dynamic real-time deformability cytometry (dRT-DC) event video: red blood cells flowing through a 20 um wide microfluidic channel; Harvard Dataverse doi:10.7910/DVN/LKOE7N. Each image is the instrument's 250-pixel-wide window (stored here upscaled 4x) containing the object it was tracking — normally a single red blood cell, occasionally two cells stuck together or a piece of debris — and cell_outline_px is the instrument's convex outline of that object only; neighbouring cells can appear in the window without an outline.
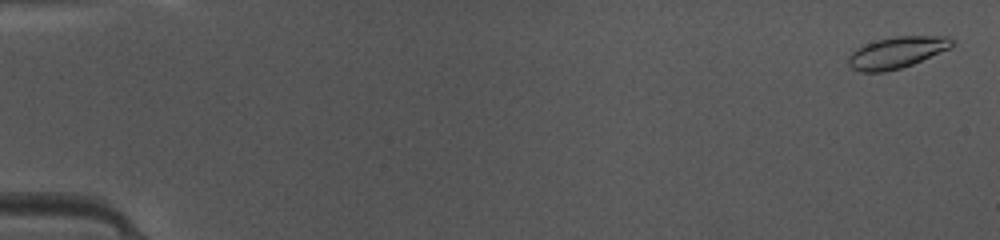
{"species": "common noctule bat (a hibernating species)", "species_latin": "Nyctalus noctula", "temperature_condition": "warm", "stored_images_in_passage": 49, "camera_frame_rate_fps": 3000, "um_per_image_px": 0.085, "animal": {"sex": "female", "body_mass_g": 10.0, "forearm_length_mm": 53.1}, "frame": {"image": 1, "passage_image": 2, "time_ms": 0.333, "image_size_px": [1000, 240], "cell_outline_px": [[952, 44], [948, 48], [912, 64], [900, 68], [884, 72], [860, 72], [852, 68], [848, 64], [848, 56], [856, 48], [892, 36], [948, 36], [952, 40]], "centroid_in_image_um": [76.17, 4.47], "position_along_channel_um": 8.8, "area_um2": 18.55}}
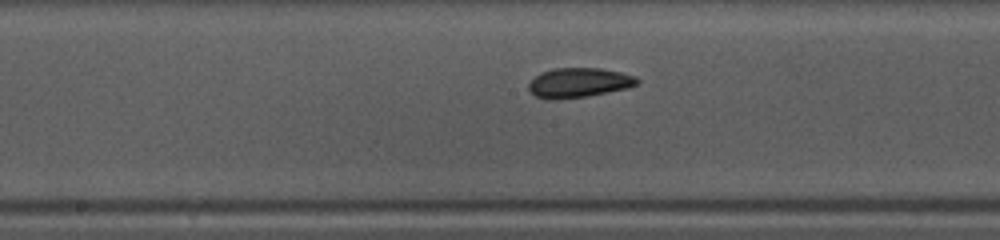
{"frame": {"image": 2, "passage_image": 26, "time_ms": 8.333, "image_size_px": [1000, 240], "cell_outline_px": [[640, 84], [628, 88], [588, 96], [556, 100], [548, 100], [536, 96], [528, 88], [528, 84], [540, 72], [552, 68], [600, 68], [620, 72], [636, 76], [640, 80]], "centroid_in_image_um": [49.22, 7.03], "position_along_channel_um": 199.0, "area_um2": 18.96}}
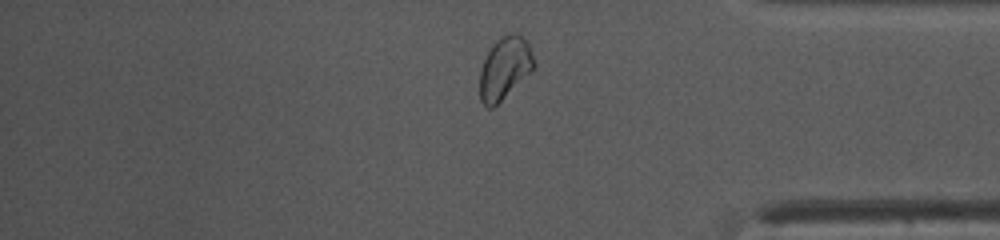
{"frame": {"image": 3, "passage_image": 41, "time_ms": 13.333, "image_size_px": [1000, 240], "cell_outline_px": [[536, 64], [532, 72], [492, 108], [488, 108], [480, 100], [480, 72], [484, 60], [492, 44], [496, 40], [508, 32], [516, 32], [528, 44], [532, 52]], "centroid_in_image_um": [42.91, 5.78], "position_along_channel_um": 392.3, "area_um2": 19.65}, "authors_computed_cell_mechanics": {"area_um2": 18.7272, "velocity_mm_per_s": 4.1704, "shape_relaxation_time_tau1_ms": 8.5994, "shape_relaxation_time_tau2_ms": 2.312, "deformation_change_tau1": 0.1614, "deformation_change_tau2": 0.0655}}